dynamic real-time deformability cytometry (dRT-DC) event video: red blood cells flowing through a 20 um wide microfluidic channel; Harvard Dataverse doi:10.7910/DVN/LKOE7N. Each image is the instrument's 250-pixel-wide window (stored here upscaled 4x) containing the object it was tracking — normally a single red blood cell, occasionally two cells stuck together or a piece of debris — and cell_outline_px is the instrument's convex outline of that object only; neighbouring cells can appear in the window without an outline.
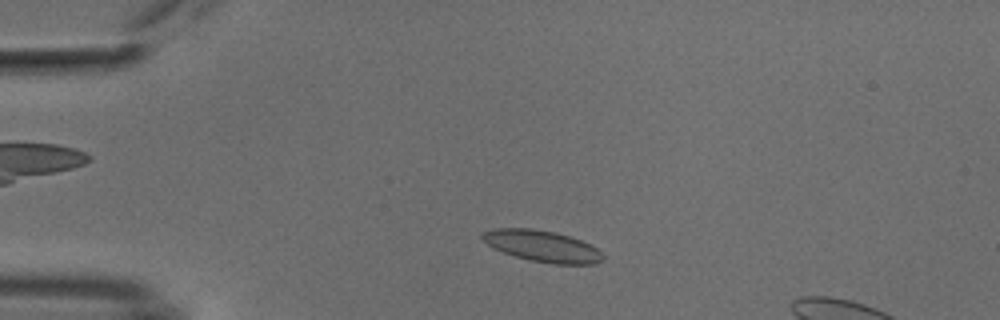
{"species": "common noctule bat (a hibernating species)", "species_latin": "Nyctalus noctula", "temperature_condition": "cold", "stored_images_in_passage": 45, "camera_frame_rate_fps": 3000, "um_per_image_px": 0.085, "animal": {"sex": "male", "body_mass_g": 18.8}, "frame": {"image": 1, "passage_image": 6, "time_ms": 1.667, "image_size_px": [1000, 320], "cell_outline_px": [[604, 260], [596, 264], [552, 264], [532, 260], [516, 256], [492, 248], [480, 236], [480, 232], [492, 228], [532, 228], [556, 232], [592, 244], [604, 256]], "centroid_in_image_um": [46.09, 20.91], "position_along_channel_um": 38.9, "area_um2": 22.14}}
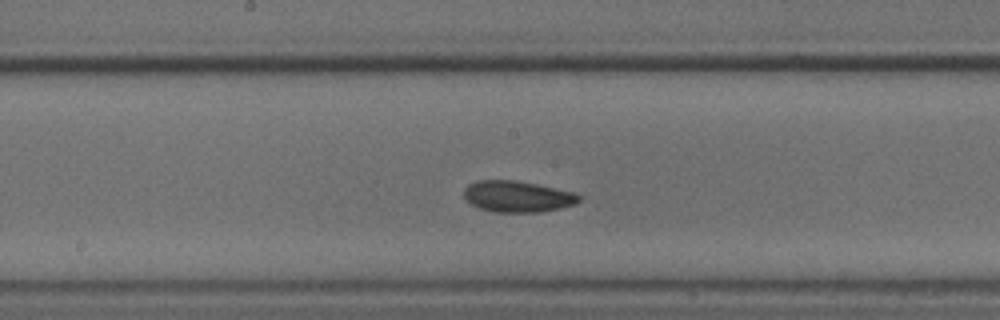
{"frame": {"image": 2, "passage_image": 22, "time_ms": 7.0, "image_size_px": [1000, 320], "cell_outline_px": [[580, 200], [576, 204], [560, 208], [540, 212], [496, 212], [480, 208], [464, 200], [464, 188], [468, 184], [476, 180], [516, 180], [576, 192], [580, 196]], "centroid_in_image_um": [43.98, 16.69], "position_along_channel_um": 204.2, "area_um2": 21.1}}
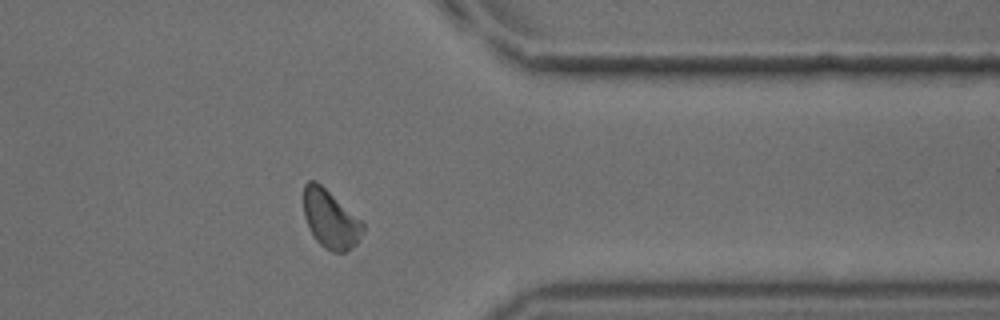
{"frame": {"image": 3, "passage_image": 37, "time_ms": 12.0, "image_size_px": [1000, 320], "cell_outline_px": [[364, 228], [356, 244], [352, 248], [344, 252], [332, 252], [324, 248], [316, 240], [304, 216], [304, 184], [308, 180], [316, 180], [360, 220], [364, 224]], "centroid_in_image_um": [28.07, 18.63], "position_along_channel_um": 383.3, "area_um2": 19.71}, "authors_computed_cell_mechanics": {"area_um2": 20.7502, "velocity_mm_per_s": 3.7539, "shape_relaxation_time_tau1_ms": 2.5861, "shape_relaxation_time_tau2_ms": 4.9721, "deformation_change_tau1": 0.0576, "deformation_change_tau2": 0.0787}}